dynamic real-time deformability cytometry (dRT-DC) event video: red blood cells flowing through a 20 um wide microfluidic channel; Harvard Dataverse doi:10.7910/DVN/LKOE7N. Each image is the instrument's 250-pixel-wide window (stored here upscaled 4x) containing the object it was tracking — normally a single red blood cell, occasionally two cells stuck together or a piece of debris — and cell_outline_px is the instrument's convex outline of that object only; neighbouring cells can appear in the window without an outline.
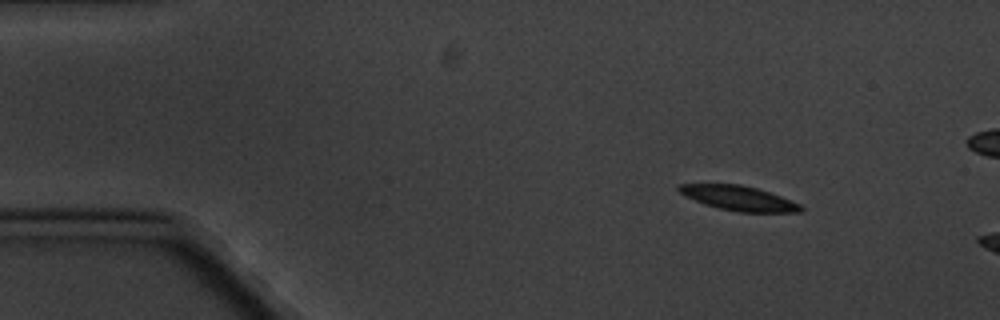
{"species": "common noctule bat (a hibernating species)", "species_latin": "Nyctalus noctula", "temperature_condition": "cold", "stored_images_in_passage": 5, "camera_frame_rate_fps": 3000, "um_per_image_px": 0.085, "animal": {"sex": "male", "body_mass_g": 20.1, "forearm_length_mm": 53.5}, "frame": {"image": 1, "passage_image": 2, "time_ms": 1.0, "image_size_px": [1000, 320], "cell_outline_px": [[804, 208], [800, 212], [740, 212], [720, 208], [704, 204], [684, 196], [676, 188], [680, 184], [740, 184], [756, 188], [780, 196], [800, 204]], "centroid_in_image_um": [62.77, 16.84], "position_along_channel_um": 22.2, "area_um2": 17.34}}